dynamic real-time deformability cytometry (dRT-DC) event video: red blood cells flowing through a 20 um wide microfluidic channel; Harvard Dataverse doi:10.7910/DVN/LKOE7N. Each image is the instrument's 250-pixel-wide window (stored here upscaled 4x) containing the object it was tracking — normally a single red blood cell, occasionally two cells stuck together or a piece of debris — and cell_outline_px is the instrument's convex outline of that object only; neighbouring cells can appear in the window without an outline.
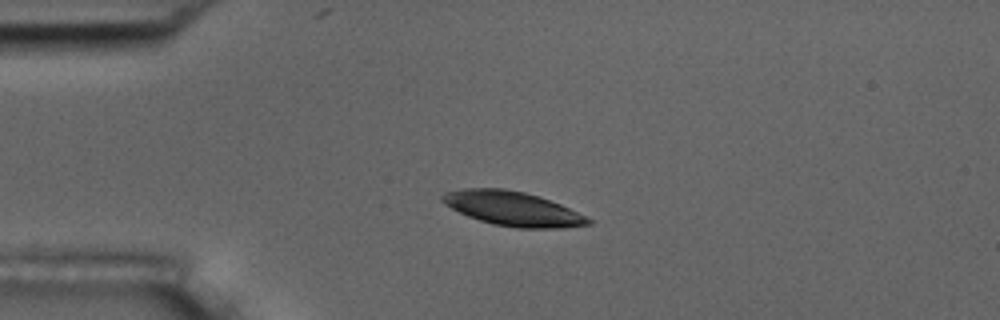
{"species": "common noctule bat (a hibernating species)", "species_latin": "Nyctalus noctula", "temperature_condition": "room temperature", "stored_images_in_passage": 4, "camera_frame_rate_fps": 3000, "um_per_image_px": 0.085, "animal": {"sex": "male", "body_mass_g": 17.5, "forearm_length_mm": 52.3}, "frame": {"image": 1, "passage_image": 3, "time_ms": 2.333, "image_size_px": [1000, 320], "cell_outline_px": [[592, 224], [564, 228], [516, 228], [492, 224], [468, 216], [444, 204], [440, 200], [440, 196], [444, 192], [460, 188], [504, 188], [524, 192], [540, 196], [560, 204], [592, 220]], "centroid_in_image_um": [43.54, 17.73], "position_along_channel_um": 41.5, "area_um2": 29.25}}